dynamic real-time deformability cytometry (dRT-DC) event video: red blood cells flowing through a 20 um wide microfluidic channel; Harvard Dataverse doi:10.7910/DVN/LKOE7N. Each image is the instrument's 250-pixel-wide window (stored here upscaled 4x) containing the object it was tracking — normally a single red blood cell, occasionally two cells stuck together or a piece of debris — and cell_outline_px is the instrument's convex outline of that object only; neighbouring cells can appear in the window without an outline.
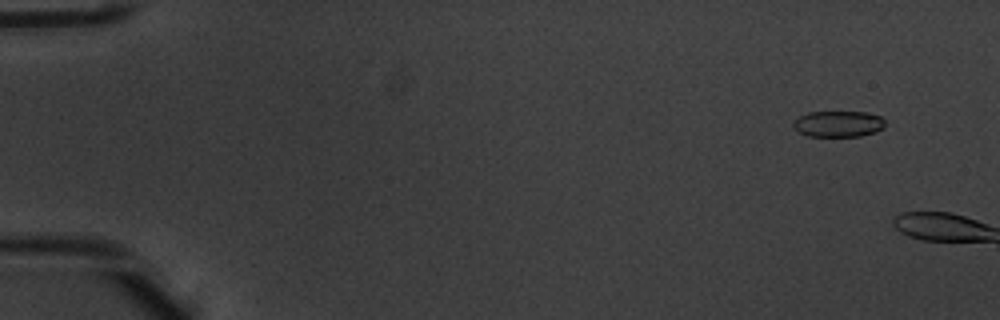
{"species": "common noctule bat (a hibernating species)", "species_latin": "Nyctalus noctula", "temperature_condition": "warm", "stored_images_in_passage": 3, "camera_frame_rate_fps": 3000, "um_per_image_px": 0.085, "animal": {"sex": "male", "body_mass_g": 20.1, "forearm_length_mm": 53.5}, "frame": {"image": 1, "passage_image": 1, "time_ms": 0.0, "image_size_px": [1000, 320], "cell_outline_px": [[884, 128], [876, 132], [860, 136], [808, 136], [800, 132], [792, 124], [800, 116], [808, 112], [868, 112], [880, 116], [884, 120]], "centroid_in_image_um": [71.3, 10.53], "position_along_channel_um": 13.7, "area_um2": 13.87}}